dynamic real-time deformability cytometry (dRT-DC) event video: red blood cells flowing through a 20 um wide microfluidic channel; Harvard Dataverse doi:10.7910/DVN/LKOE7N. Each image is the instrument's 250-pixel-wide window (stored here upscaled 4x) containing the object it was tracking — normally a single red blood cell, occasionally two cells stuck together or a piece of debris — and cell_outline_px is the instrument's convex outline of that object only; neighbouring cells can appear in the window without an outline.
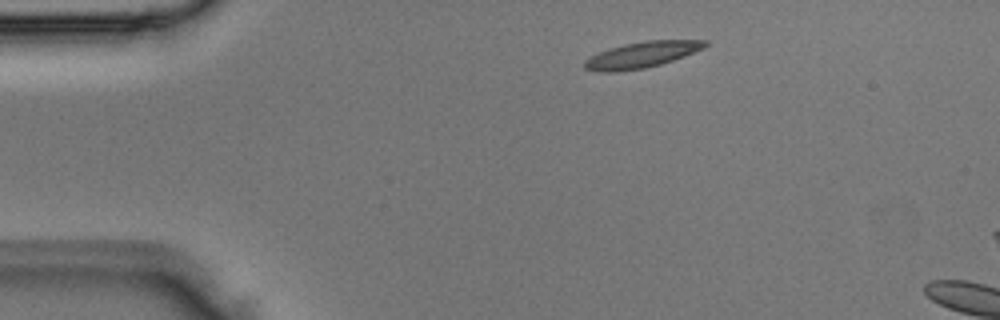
{"species": "Egyptian fruit bat (a non-hibernating species)", "species_latin": "Rousettus aegyptiacus", "temperature_condition": "room temperature", "stored_images_in_passage": 2, "camera_frame_rate_fps": 3000, "um_per_image_px": 0.085, "animal": {"sex": "male"}, "frame": {"image": 1, "passage_image": 1, "time_ms": 0.0, "image_size_px": [1000, 320], "cell_outline_px": [[708, 44], [704, 48], [672, 60], [660, 64], [644, 68], [616, 72], [600, 72], [584, 68], [584, 60], [600, 52], [624, 44], [644, 40], [708, 40]], "centroid_in_image_um": [54.55, 4.65], "position_along_channel_um": 30.5, "area_um2": 18.03}}